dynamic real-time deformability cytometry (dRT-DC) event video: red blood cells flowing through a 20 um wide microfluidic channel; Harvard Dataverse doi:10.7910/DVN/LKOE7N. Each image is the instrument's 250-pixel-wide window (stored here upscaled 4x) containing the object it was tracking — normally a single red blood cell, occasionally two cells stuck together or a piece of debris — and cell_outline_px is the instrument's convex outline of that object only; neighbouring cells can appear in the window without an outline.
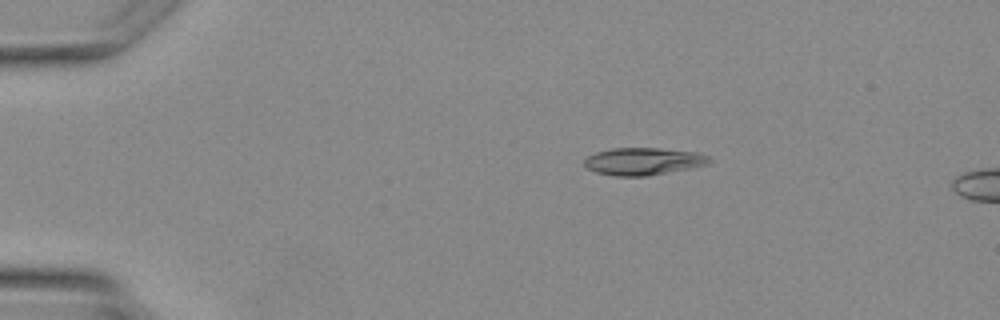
{"species": "Egyptian fruit bat (a non-hibernating species)", "species_latin": "Rousettus aegyptiacus", "temperature_condition": "warm", "stored_images_in_passage": 3, "camera_frame_rate_fps": 3000, "um_per_image_px": 0.085, "animal": {"sex": "female"}, "frame": {"image": 1, "passage_image": 2, "time_ms": 1.333, "image_size_px": [1000, 320], "cell_outline_px": [[712, 160], [708, 164], [648, 176], [616, 176], [596, 172], [588, 168], [584, 164], [584, 160], [588, 156], [596, 152], [612, 148], [660, 148], [696, 152], [708, 156]], "centroid_in_image_um": [54.67, 13.71], "position_along_channel_um": 30.3, "area_um2": 19.77}}